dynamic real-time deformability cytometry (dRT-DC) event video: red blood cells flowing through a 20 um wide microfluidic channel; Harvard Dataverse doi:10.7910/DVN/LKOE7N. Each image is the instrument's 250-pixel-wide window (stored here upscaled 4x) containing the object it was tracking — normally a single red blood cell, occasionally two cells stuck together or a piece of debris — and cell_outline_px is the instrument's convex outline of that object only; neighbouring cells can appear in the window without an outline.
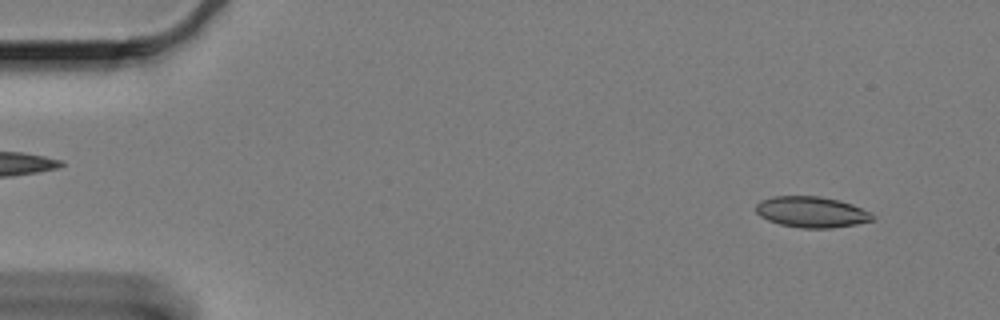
{"species": "Egyptian fruit bat (a non-hibernating species)", "species_latin": "Rousettus aegyptiacus", "temperature_condition": "cold", "stored_images_in_passage": 61, "camera_frame_rate_fps": 3000, "um_per_image_px": 0.085, "animal": {"sex": "female"}, "frame": {"image": 1, "passage_image": 5, "time_ms": 1.333, "image_size_px": [1000, 320], "cell_outline_px": [[876, 216], [872, 220], [856, 224], [832, 228], [800, 228], [780, 224], [768, 220], [760, 216], [756, 212], [756, 204], [760, 200], [772, 196], [820, 196], [840, 200], [852, 204]], "centroid_in_image_um": [68.96, 18.01], "position_along_channel_um": 16.0, "area_um2": 21.04}}
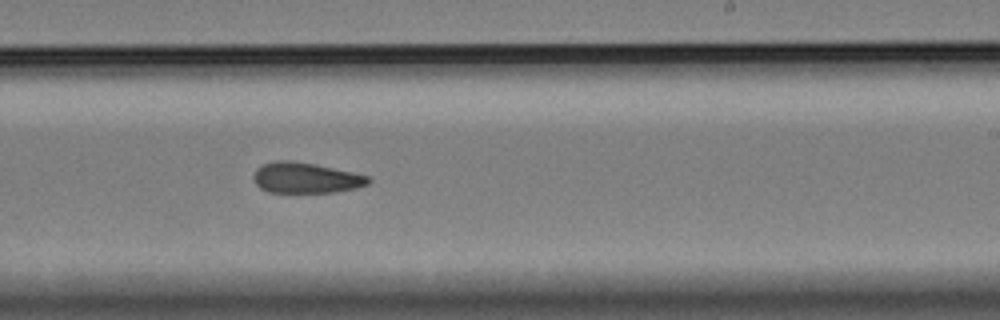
{"frame": {"image": 2, "passage_image": 37, "time_ms": 12.0, "image_size_px": [1000, 320], "cell_outline_px": [[372, 180], [368, 184], [356, 188], [336, 192], [268, 192], [260, 188], [256, 184], [252, 176], [256, 168], [260, 164], [276, 160], [288, 160], [316, 164], [352, 172], [368, 176]], "centroid_in_image_um": [25.96, 15.11], "position_along_channel_um": 263.0, "area_um2": 20.63}}
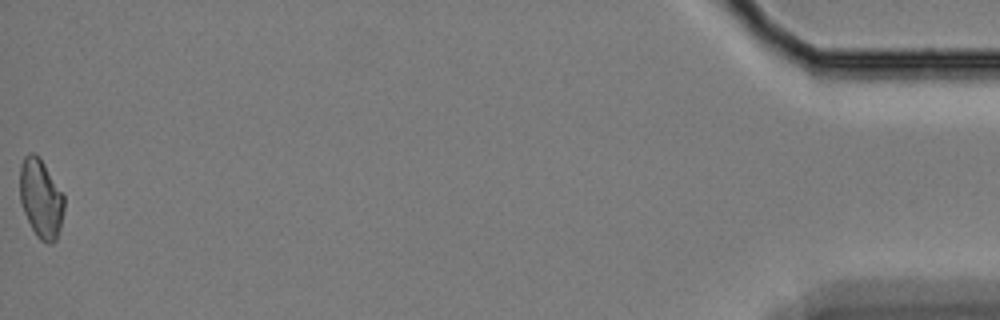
{"frame": {"image": 3, "passage_image": 61, "time_ms": 20.0, "image_size_px": [1000, 320], "cell_outline_px": [[64, 208], [60, 228], [56, 240], [52, 244], [48, 244], [40, 240], [36, 236], [20, 204], [20, 164], [24, 156], [28, 152], [36, 152], [40, 156], [64, 196]], "centroid_in_image_um": [3.46, 16.85], "position_along_channel_um": 431.7, "area_um2": 20.58}, "authors_computed_cell_mechanics": {"area_um2": 21.0392, "velocity_mm_per_s": 3.2754, "shape_relaxation_time_tau1_ms": null, "shape_relaxation_time_tau2_ms": 6.1322, "deformation_change_tau1": null, "deformation_change_tau2": 0.1271}}